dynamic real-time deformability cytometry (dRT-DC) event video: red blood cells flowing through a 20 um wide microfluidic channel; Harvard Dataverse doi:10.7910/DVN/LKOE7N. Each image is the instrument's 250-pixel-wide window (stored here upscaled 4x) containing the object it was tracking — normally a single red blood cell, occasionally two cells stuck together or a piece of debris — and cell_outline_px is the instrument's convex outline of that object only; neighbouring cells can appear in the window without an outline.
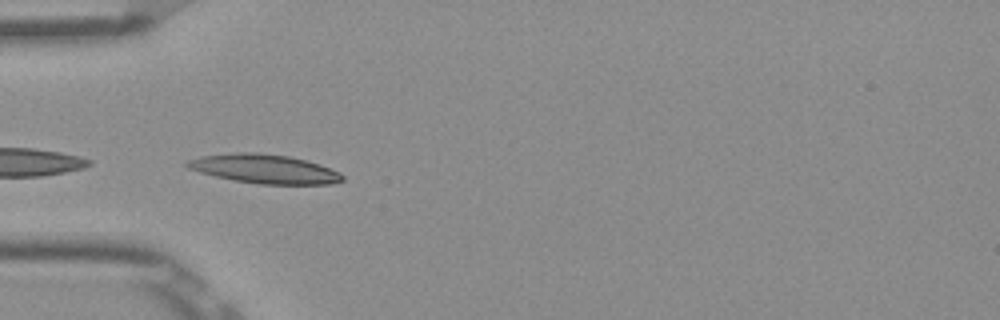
{"species": "Egyptian fruit bat (a non-hibernating species)", "species_latin": "Rousettus aegyptiacus", "temperature_condition": "room temperature", "stored_images_in_passage": 28, "camera_frame_rate_fps": 3000, "um_per_image_px": 0.085, "frame": {"image": 1, "passage_image": 3, "time_ms": 0.667, "image_size_px": [1000, 320], "cell_outline_px": [[344, 180], [332, 184], [260, 184], [236, 180], [216, 176], [200, 172], [188, 168], [184, 164], [188, 160], [204, 156], [236, 152], [260, 152], [288, 156], [320, 164], [340, 172], [344, 176]], "centroid_in_image_um": [22.52, 14.35], "position_along_channel_um": 62.5, "area_um2": 26.07}}
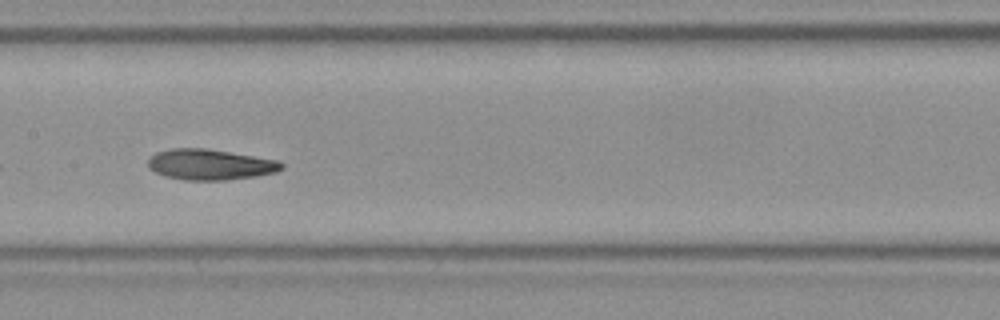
{"frame": {"image": 2, "passage_image": 13, "time_ms": 4.0, "image_size_px": [1000, 320], "cell_outline_px": [[284, 168], [276, 172], [256, 176], [228, 180], [184, 180], [164, 176], [148, 168], [148, 156], [156, 152], [172, 148], [208, 148], [280, 160], [284, 164]], "centroid_in_image_um": [17.87, 13.98], "position_along_channel_um": 189.5, "area_um2": 24.28}}
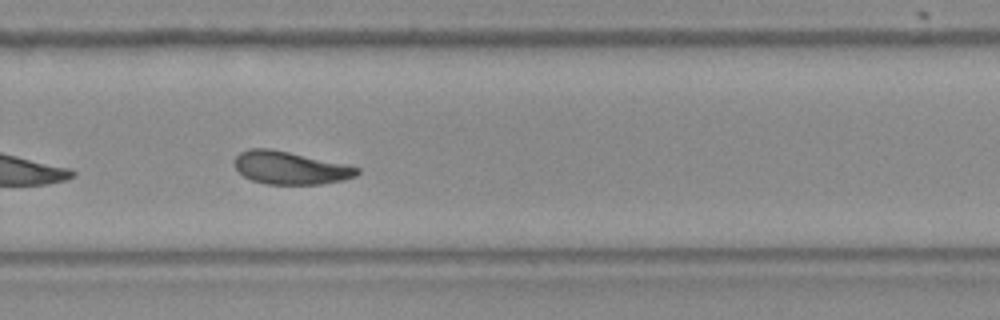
{"frame": {"image": 3, "passage_image": 22, "time_ms": 7.0, "image_size_px": [1000, 320], "cell_outline_px": [[360, 172], [356, 176], [344, 180], [320, 184], [268, 184], [252, 180], [244, 176], [236, 168], [236, 156], [240, 152], [248, 148], [272, 148], [344, 164], [360, 168]], "centroid_in_image_um": [24.68, 14.26], "position_along_channel_um": 305.1, "area_um2": 23.29}, "authors_computed_cell_mechanics": {"area_um2": 23.698, "velocity_mm_per_s": 3.8582, "shape_relaxation_time_tau1_ms": 9.6735, "shape_relaxation_time_tau2_ms": 5.3809, "deformation_change_tau1": 0.2284, "deformation_change_tau2": 0.1362}}